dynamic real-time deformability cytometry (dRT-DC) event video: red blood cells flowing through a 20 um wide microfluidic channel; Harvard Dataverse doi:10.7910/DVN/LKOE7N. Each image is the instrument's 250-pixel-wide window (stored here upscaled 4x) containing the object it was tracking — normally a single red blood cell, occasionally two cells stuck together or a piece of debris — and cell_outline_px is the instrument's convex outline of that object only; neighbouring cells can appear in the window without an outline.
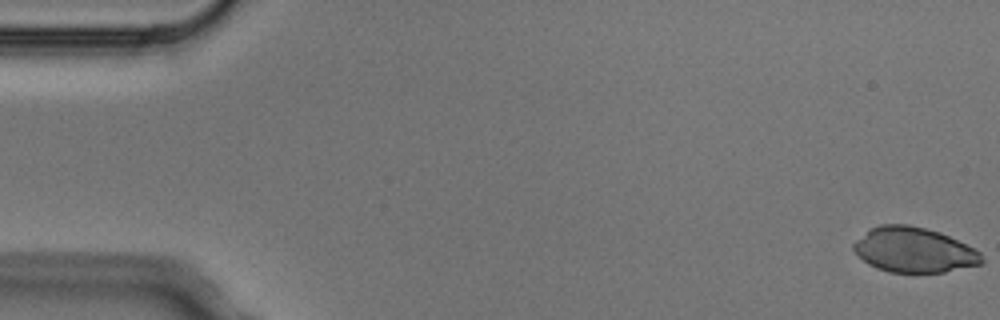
{"species": "Egyptian fruit bat (a non-hibernating species)", "species_latin": "Rousettus aegyptiacus", "temperature_condition": "cold", "stored_images_in_passage": 4, "camera_frame_rate_fps": 3000, "um_per_image_px": 0.085, "animal": {"sex": "male"}, "frame": {"image": 1, "passage_image": 4, "time_ms": 1.0, "image_size_px": [1000, 320], "cell_outline_px": [[984, 264], [944, 272], [888, 272], [876, 268], [868, 264], [856, 256], [852, 248], [852, 244], [856, 240], [872, 228], [880, 224], [908, 224], [940, 232], [980, 252], [984, 260]], "centroid_in_image_um": [77.66, 21.26], "position_along_channel_um": 7.3, "area_um2": 33.64}}